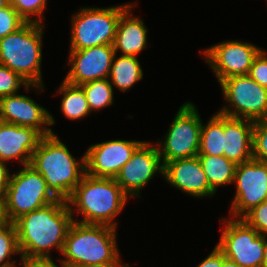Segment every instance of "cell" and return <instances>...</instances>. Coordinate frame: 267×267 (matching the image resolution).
Instances as JSON below:
<instances>
[{
	"label": "cell",
	"instance_id": "cell-36",
	"mask_svg": "<svg viewBox=\"0 0 267 267\" xmlns=\"http://www.w3.org/2000/svg\"><path fill=\"white\" fill-rule=\"evenodd\" d=\"M81 267H131L127 265L126 263L122 262H110V263H104V264H92V265H86Z\"/></svg>",
	"mask_w": 267,
	"mask_h": 267
},
{
	"label": "cell",
	"instance_id": "cell-20",
	"mask_svg": "<svg viewBox=\"0 0 267 267\" xmlns=\"http://www.w3.org/2000/svg\"><path fill=\"white\" fill-rule=\"evenodd\" d=\"M134 2L120 17L113 42L115 53L121 51L125 56H136L147 46V32L143 20L138 16L133 17ZM133 6V7H132Z\"/></svg>",
	"mask_w": 267,
	"mask_h": 267
},
{
	"label": "cell",
	"instance_id": "cell-24",
	"mask_svg": "<svg viewBox=\"0 0 267 267\" xmlns=\"http://www.w3.org/2000/svg\"><path fill=\"white\" fill-rule=\"evenodd\" d=\"M57 92L63 94L60 107L67 119H82L91 113L86 95L80 85H73L63 80Z\"/></svg>",
	"mask_w": 267,
	"mask_h": 267
},
{
	"label": "cell",
	"instance_id": "cell-1",
	"mask_svg": "<svg viewBox=\"0 0 267 267\" xmlns=\"http://www.w3.org/2000/svg\"><path fill=\"white\" fill-rule=\"evenodd\" d=\"M74 220L68 202L63 199H57L18 218L14 223L20 259H52V249L62 253L64 241Z\"/></svg>",
	"mask_w": 267,
	"mask_h": 267
},
{
	"label": "cell",
	"instance_id": "cell-21",
	"mask_svg": "<svg viewBox=\"0 0 267 267\" xmlns=\"http://www.w3.org/2000/svg\"><path fill=\"white\" fill-rule=\"evenodd\" d=\"M115 53L108 79L111 85L126 92L143 78V70L137 56L120 55Z\"/></svg>",
	"mask_w": 267,
	"mask_h": 267
},
{
	"label": "cell",
	"instance_id": "cell-15",
	"mask_svg": "<svg viewBox=\"0 0 267 267\" xmlns=\"http://www.w3.org/2000/svg\"><path fill=\"white\" fill-rule=\"evenodd\" d=\"M115 51L113 45H99L70 51L68 65L71 66L64 80L73 85L107 79Z\"/></svg>",
	"mask_w": 267,
	"mask_h": 267
},
{
	"label": "cell",
	"instance_id": "cell-26",
	"mask_svg": "<svg viewBox=\"0 0 267 267\" xmlns=\"http://www.w3.org/2000/svg\"><path fill=\"white\" fill-rule=\"evenodd\" d=\"M14 254L21 256L15 223L2 221L0 223V267H16V260H11Z\"/></svg>",
	"mask_w": 267,
	"mask_h": 267
},
{
	"label": "cell",
	"instance_id": "cell-38",
	"mask_svg": "<svg viewBox=\"0 0 267 267\" xmlns=\"http://www.w3.org/2000/svg\"><path fill=\"white\" fill-rule=\"evenodd\" d=\"M262 267H267V236H265V247H264Z\"/></svg>",
	"mask_w": 267,
	"mask_h": 267
},
{
	"label": "cell",
	"instance_id": "cell-22",
	"mask_svg": "<svg viewBox=\"0 0 267 267\" xmlns=\"http://www.w3.org/2000/svg\"><path fill=\"white\" fill-rule=\"evenodd\" d=\"M206 174L209 186L216 192L217 188L234 182L236 164L225 156L197 155Z\"/></svg>",
	"mask_w": 267,
	"mask_h": 267
},
{
	"label": "cell",
	"instance_id": "cell-25",
	"mask_svg": "<svg viewBox=\"0 0 267 267\" xmlns=\"http://www.w3.org/2000/svg\"><path fill=\"white\" fill-rule=\"evenodd\" d=\"M86 95L90 111H99L113 104V86L110 80L100 79L80 85Z\"/></svg>",
	"mask_w": 267,
	"mask_h": 267
},
{
	"label": "cell",
	"instance_id": "cell-28",
	"mask_svg": "<svg viewBox=\"0 0 267 267\" xmlns=\"http://www.w3.org/2000/svg\"><path fill=\"white\" fill-rule=\"evenodd\" d=\"M10 4L25 22L43 23L47 0H10ZM37 16V17H36ZM34 19H32V18Z\"/></svg>",
	"mask_w": 267,
	"mask_h": 267
},
{
	"label": "cell",
	"instance_id": "cell-2",
	"mask_svg": "<svg viewBox=\"0 0 267 267\" xmlns=\"http://www.w3.org/2000/svg\"><path fill=\"white\" fill-rule=\"evenodd\" d=\"M128 197L115 178L93 177L85 173L67 202L72 215L75 211L83 215L75 222L117 228L113 220L122 212Z\"/></svg>",
	"mask_w": 267,
	"mask_h": 267
},
{
	"label": "cell",
	"instance_id": "cell-14",
	"mask_svg": "<svg viewBox=\"0 0 267 267\" xmlns=\"http://www.w3.org/2000/svg\"><path fill=\"white\" fill-rule=\"evenodd\" d=\"M142 143L118 139L91 145L85 153L86 173L93 177L115 178Z\"/></svg>",
	"mask_w": 267,
	"mask_h": 267
},
{
	"label": "cell",
	"instance_id": "cell-18",
	"mask_svg": "<svg viewBox=\"0 0 267 267\" xmlns=\"http://www.w3.org/2000/svg\"><path fill=\"white\" fill-rule=\"evenodd\" d=\"M42 137L35 128L0 121V161L7 163L15 159L21 165L30 164Z\"/></svg>",
	"mask_w": 267,
	"mask_h": 267
},
{
	"label": "cell",
	"instance_id": "cell-9",
	"mask_svg": "<svg viewBox=\"0 0 267 267\" xmlns=\"http://www.w3.org/2000/svg\"><path fill=\"white\" fill-rule=\"evenodd\" d=\"M227 106L219 113L241 119H267V88L248 75L232 76L220 83Z\"/></svg>",
	"mask_w": 267,
	"mask_h": 267
},
{
	"label": "cell",
	"instance_id": "cell-4",
	"mask_svg": "<svg viewBox=\"0 0 267 267\" xmlns=\"http://www.w3.org/2000/svg\"><path fill=\"white\" fill-rule=\"evenodd\" d=\"M116 228L107 225L73 222L59 261L65 267L121 262Z\"/></svg>",
	"mask_w": 267,
	"mask_h": 267
},
{
	"label": "cell",
	"instance_id": "cell-17",
	"mask_svg": "<svg viewBox=\"0 0 267 267\" xmlns=\"http://www.w3.org/2000/svg\"><path fill=\"white\" fill-rule=\"evenodd\" d=\"M163 178L172 187L193 197H212L216 194L209 186L198 156L165 163Z\"/></svg>",
	"mask_w": 267,
	"mask_h": 267
},
{
	"label": "cell",
	"instance_id": "cell-19",
	"mask_svg": "<svg viewBox=\"0 0 267 267\" xmlns=\"http://www.w3.org/2000/svg\"><path fill=\"white\" fill-rule=\"evenodd\" d=\"M254 121L224 115V152L236 165L253 159Z\"/></svg>",
	"mask_w": 267,
	"mask_h": 267
},
{
	"label": "cell",
	"instance_id": "cell-27",
	"mask_svg": "<svg viewBox=\"0 0 267 267\" xmlns=\"http://www.w3.org/2000/svg\"><path fill=\"white\" fill-rule=\"evenodd\" d=\"M25 86L27 91L34 87L36 92L39 94V89L42 92L44 88L43 85L29 84L25 79H23L18 73L12 71L8 67L0 64V98L4 96L17 94L22 86Z\"/></svg>",
	"mask_w": 267,
	"mask_h": 267
},
{
	"label": "cell",
	"instance_id": "cell-29",
	"mask_svg": "<svg viewBox=\"0 0 267 267\" xmlns=\"http://www.w3.org/2000/svg\"><path fill=\"white\" fill-rule=\"evenodd\" d=\"M253 159L267 163V119L254 122Z\"/></svg>",
	"mask_w": 267,
	"mask_h": 267
},
{
	"label": "cell",
	"instance_id": "cell-40",
	"mask_svg": "<svg viewBox=\"0 0 267 267\" xmlns=\"http://www.w3.org/2000/svg\"><path fill=\"white\" fill-rule=\"evenodd\" d=\"M3 221V218H2V209L0 208V223Z\"/></svg>",
	"mask_w": 267,
	"mask_h": 267
},
{
	"label": "cell",
	"instance_id": "cell-6",
	"mask_svg": "<svg viewBox=\"0 0 267 267\" xmlns=\"http://www.w3.org/2000/svg\"><path fill=\"white\" fill-rule=\"evenodd\" d=\"M11 174L2 208L3 221L14 223L21 216L42 208L57 198L43 176L30 164Z\"/></svg>",
	"mask_w": 267,
	"mask_h": 267
},
{
	"label": "cell",
	"instance_id": "cell-16",
	"mask_svg": "<svg viewBox=\"0 0 267 267\" xmlns=\"http://www.w3.org/2000/svg\"><path fill=\"white\" fill-rule=\"evenodd\" d=\"M0 121L35 128L43 136L54 133L48 127L55 124L53 115L32 98L18 93L0 98Z\"/></svg>",
	"mask_w": 267,
	"mask_h": 267
},
{
	"label": "cell",
	"instance_id": "cell-8",
	"mask_svg": "<svg viewBox=\"0 0 267 267\" xmlns=\"http://www.w3.org/2000/svg\"><path fill=\"white\" fill-rule=\"evenodd\" d=\"M202 120L197 107L185 102L179 107L172 124L157 145L163 165L177 159L196 157L199 154Z\"/></svg>",
	"mask_w": 267,
	"mask_h": 267
},
{
	"label": "cell",
	"instance_id": "cell-31",
	"mask_svg": "<svg viewBox=\"0 0 267 267\" xmlns=\"http://www.w3.org/2000/svg\"><path fill=\"white\" fill-rule=\"evenodd\" d=\"M241 219L259 234L267 236V201L252 208Z\"/></svg>",
	"mask_w": 267,
	"mask_h": 267
},
{
	"label": "cell",
	"instance_id": "cell-23",
	"mask_svg": "<svg viewBox=\"0 0 267 267\" xmlns=\"http://www.w3.org/2000/svg\"><path fill=\"white\" fill-rule=\"evenodd\" d=\"M224 115L217 112L206 125H201V136L198 155L223 156L224 152Z\"/></svg>",
	"mask_w": 267,
	"mask_h": 267
},
{
	"label": "cell",
	"instance_id": "cell-11",
	"mask_svg": "<svg viewBox=\"0 0 267 267\" xmlns=\"http://www.w3.org/2000/svg\"><path fill=\"white\" fill-rule=\"evenodd\" d=\"M234 183L236 194L230 208L232 218H242L248 211L267 201V163L255 159L238 164Z\"/></svg>",
	"mask_w": 267,
	"mask_h": 267
},
{
	"label": "cell",
	"instance_id": "cell-10",
	"mask_svg": "<svg viewBox=\"0 0 267 267\" xmlns=\"http://www.w3.org/2000/svg\"><path fill=\"white\" fill-rule=\"evenodd\" d=\"M225 222L217 247L227 259L241 267H262L265 236L241 218H221Z\"/></svg>",
	"mask_w": 267,
	"mask_h": 267
},
{
	"label": "cell",
	"instance_id": "cell-3",
	"mask_svg": "<svg viewBox=\"0 0 267 267\" xmlns=\"http://www.w3.org/2000/svg\"><path fill=\"white\" fill-rule=\"evenodd\" d=\"M30 165L43 176L52 194L66 201L86 173L85 154L78 161L55 133L41 138Z\"/></svg>",
	"mask_w": 267,
	"mask_h": 267
},
{
	"label": "cell",
	"instance_id": "cell-35",
	"mask_svg": "<svg viewBox=\"0 0 267 267\" xmlns=\"http://www.w3.org/2000/svg\"><path fill=\"white\" fill-rule=\"evenodd\" d=\"M22 267H59L52 259L41 260V259H26L21 260ZM61 267H65L60 263Z\"/></svg>",
	"mask_w": 267,
	"mask_h": 267
},
{
	"label": "cell",
	"instance_id": "cell-37",
	"mask_svg": "<svg viewBox=\"0 0 267 267\" xmlns=\"http://www.w3.org/2000/svg\"><path fill=\"white\" fill-rule=\"evenodd\" d=\"M221 267H241L238 264H236L235 262L231 261L230 259H227L223 252H222V264Z\"/></svg>",
	"mask_w": 267,
	"mask_h": 267
},
{
	"label": "cell",
	"instance_id": "cell-5",
	"mask_svg": "<svg viewBox=\"0 0 267 267\" xmlns=\"http://www.w3.org/2000/svg\"><path fill=\"white\" fill-rule=\"evenodd\" d=\"M43 23L26 22L17 31L0 39V64L18 73L29 84L43 85Z\"/></svg>",
	"mask_w": 267,
	"mask_h": 267
},
{
	"label": "cell",
	"instance_id": "cell-30",
	"mask_svg": "<svg viewBox=\"0 0 267 267\" xmlns=\"http://www.w3.org/2000/svg\"><path fill=\"white\" fill-rule=\"evenodd\" d=\"M25 20L10 4L0 9V39L17 31L25 24Z\"/></svg>",
	"mask_w": 267,
	"mask_h": 267
},
{
	"label": "cell",
	"instance_id": "cell-32",
	"mask_svg": "<svg viewBox=\"0 0 267 267\" xmlns=\"http://www.w3.org/2000/svg\"><path fill=\"white\" fill-rule=\"evenodd\" d=\"M259 85L267 88V52L263 49L254 58L251 68L247 74Z\"/></svg>",
	"mask_w": 267,
	"mask_h": 267
},
{
	"label": "cell",
	"instance_id": "cell-7",
	"mask_svg": "<svg viewBox=\"0 0 267 267\" xmlns=\"http://www.w3.org/2000/svg\"><path fill=\"white\" fill-rule=\"evenodd\" d=\"M133 3L107 8H81L72 15L70 51L99 45H113L121 15Z\"/></svg>",
	"mask_w": 267,
	"mask_h": 267
},
{
	"label": "cell",
	"instance_id": "cell-13",
	"mask_svg": "<svg viewBox=\"0 0 267 267\" xmlns=\"http://www.w3.org/2000/svg\"><path fill=\"white\" fill-rule=\"evenodd\" d=\"M152 145L144 141L115 177L117 184L128 196L140 198V191L155 174L163 177L164 165L157 146Z\"/></svg>",
	"mask_w": 267,
	"mask_h": 267
},
{
	"label": "cell",
	"instance_id": "cell-33",
	"mask_svg": "<svg viewBox=\"0 0 267 267\" xmlns=\"http://www.w3.org/2000/svg\"><path fill=\"white\" fill-rule=\"evenodd\" d=\"M7 163L0 161V208H3L6 198V188L9 184L11 173H9Z\"/></svg>",
	"mask_w": 267,
	"mask_h": 267
},
{
	"label": "cell",
	"instance_id": "cell-39",
	"mask_svg": "<svg viewBox=\"0 0 267 267\" xmlns=\"http://www.w3.org/2000/svg\"><path fill=\"white\" fill-rule=\"evenodd\" d=\"M10 5V0H0V9Z\"/></svg>",
	"mask_w": 267,
	"mask_h": 267
},
{
	"label": "cell",
	"instance_id": "cell-34",
	"mask_svg": "<svg viewBox=\"0 0 267 267\" xmlns=\"http://www.w3.org/2000/svg\"><path fill=\"white\" fill-rule=\"evenodd\" d=\"M222 251L215 246L212 252L197 267H221Z\"/></svg>",
	"mask_w": 267,
	"mask_h": 267
},
{
	"label": "cell",
	"instance_id": "cell-12",
	"mask_svg": "<svg viewBox=\"0 0 267 267\" xmlns=\"http://www.w3.org/2000/svg\"><path fill=\"white\" fill-rule=\"evenodd\" d=\"M261 50L251 42L229 40L202 51L204 60L213 69L220 84L229 77L247 75L254 58Z\"/></svg>",
	"mask_w": 267,
	"mask_h": 267
}]
</instances>
